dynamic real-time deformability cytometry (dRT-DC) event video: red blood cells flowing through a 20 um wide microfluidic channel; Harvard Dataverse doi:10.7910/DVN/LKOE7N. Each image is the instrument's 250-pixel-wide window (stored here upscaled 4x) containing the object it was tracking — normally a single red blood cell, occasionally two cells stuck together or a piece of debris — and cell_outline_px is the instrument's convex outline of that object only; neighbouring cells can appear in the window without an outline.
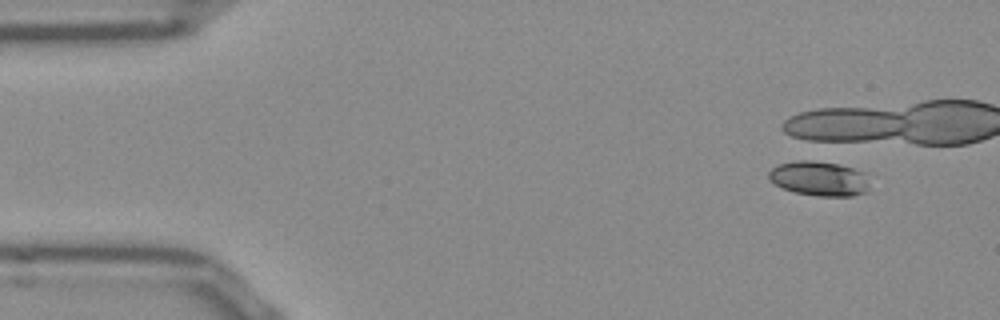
{"species": "Egyptian fruit bat (a non-hibernating species)", "species_latin": "Rousettus aegyptiacus", "temperature_condition": "room temperature", "stored_images_in_passage": 1, "camera_frame_rate_fps": 3000, "um_per_image_px": 0.085, "frame": {"image": 1, "passage_image": 1, "time_ms": 0.0, "image_size_px": [1000, 320], "cell_outline_px": [[868, 192], [852, 196], [816, 196], [796, 192], [784, 188], [768, 180], [768, 172], [772, 168], [780, 164], [796, 160], [812, 160], [836, 164], [852, 168], [860, 172], [868, 188]], "centroid_in_image_um": [69.56, 15.18], "position_along_channel_um": 15.4, "area_um2": 19.94}}